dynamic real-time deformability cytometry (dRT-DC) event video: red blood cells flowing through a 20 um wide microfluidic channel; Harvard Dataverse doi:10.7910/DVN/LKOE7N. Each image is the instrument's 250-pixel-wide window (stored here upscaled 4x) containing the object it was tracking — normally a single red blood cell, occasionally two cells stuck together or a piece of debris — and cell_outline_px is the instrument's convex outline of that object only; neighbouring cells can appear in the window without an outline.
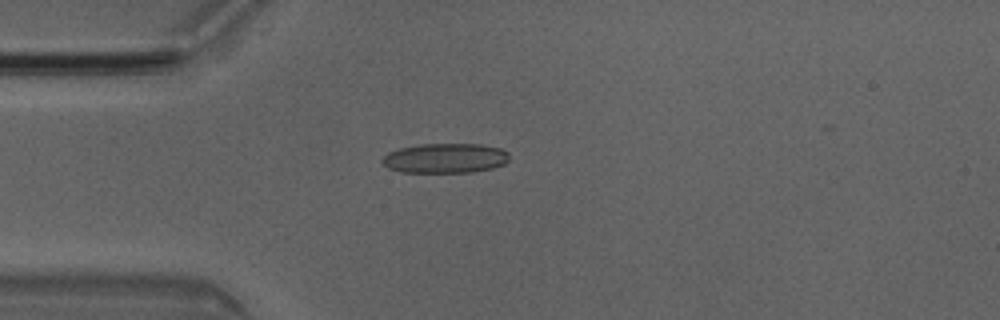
{"species": "Egyptian fruit bat (a non-hibernating species)", "species_latin": "Rousettus aegyptiacus", "temperature_condition": "room temperature", "stored_images_in_passage": 2, "camera_frame_rate_fps": 3000, "um_per_image_px": 0.085, "animal": {"sex": "male"}, "frame": {"image": 1, "passage_image": 1, "time_ms": 0.0, "image_size_px": [1000, 320], "cell_outline_px": [[508, 160], [504, 164], [492, 168], [472, 172], [400, 172], [388, 168], [380, 160], [388, 152], [400, 148], [420, 144], [480, 144], [500, 148], [508, 152]], "centroid_in_image_um": [37.83, 13.44], "position_along_channel_um": 47.2, "area_um2": 22.02}}